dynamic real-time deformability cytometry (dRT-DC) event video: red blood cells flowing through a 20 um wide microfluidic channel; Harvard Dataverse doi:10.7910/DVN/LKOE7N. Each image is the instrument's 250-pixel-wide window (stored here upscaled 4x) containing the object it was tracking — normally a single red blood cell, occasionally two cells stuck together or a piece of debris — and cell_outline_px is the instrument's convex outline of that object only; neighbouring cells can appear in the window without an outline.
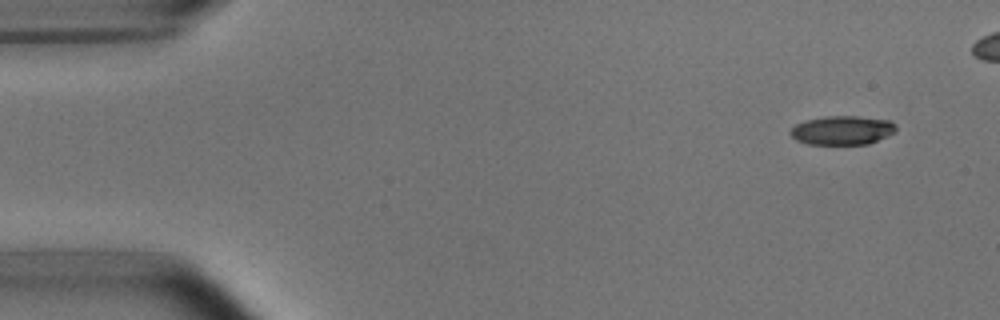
{"species": "common noctule bat (a hibernating species)", "species_latin": "Nyctalus noctula", "temperature_condition": "room temperature", "stored_images_in_passage": 4, "camera_frame_rate_fps": 3000, "um_per_image_px": 0.085, "animal": {"sex": "male", "body_mass_g": 15.6}, "frame": {"image": 1, "passage_image": 1, "time_ms": 0.0, "image_size_px": [1000, 320], "cell_outline_px": [[896, 132], [868, 144], [808, 144], [796, 140], [788, 132], [796, 124], [808, 120], [824, 116], [856, 116], [892, 120], [896, 124]], "centroid_in_image_um": [71.62, 11.07], "position_along_channel_um": 13.4, "area_um2": 17.86}}